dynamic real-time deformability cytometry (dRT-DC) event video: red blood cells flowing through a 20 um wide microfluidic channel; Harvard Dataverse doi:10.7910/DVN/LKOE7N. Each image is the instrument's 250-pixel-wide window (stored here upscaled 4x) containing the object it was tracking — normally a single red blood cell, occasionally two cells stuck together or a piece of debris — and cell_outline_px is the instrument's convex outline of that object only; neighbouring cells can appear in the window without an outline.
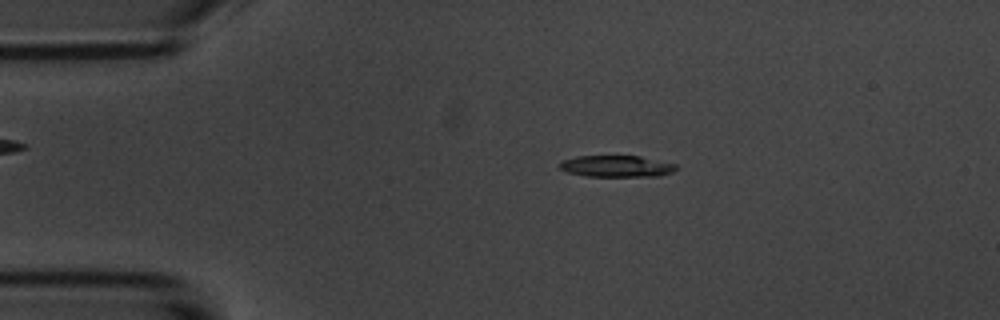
{"species": "common noctule bat (a hibernating species)", "species_latin": "Nyctalus noctula", "temperature_condition": "room temperature", "stored_images_in_passage": 5, "camera_frame_rate_fps": 3000, "um_per_image_px": 0.085, "animal": {"sex": "male", "body_mass_g": 20.1, "forearm_length_mm": 53.5}, "frame": {"image": 1, "passage_image": 3, "time_ms": 2.333, "image_size_px": [1000, 320], "cell_outline_px": [[680, 168], [672, 172], [660, 176], [588, 176], [568, 172], [560, 168], [556, 164], [560, 160], [576, 156], [640, 156], [676, 164]], "centroid_in_image_um": [52.4, 14.12], "position_along_channel_um": 32.6, "area_um2": 14.74}}
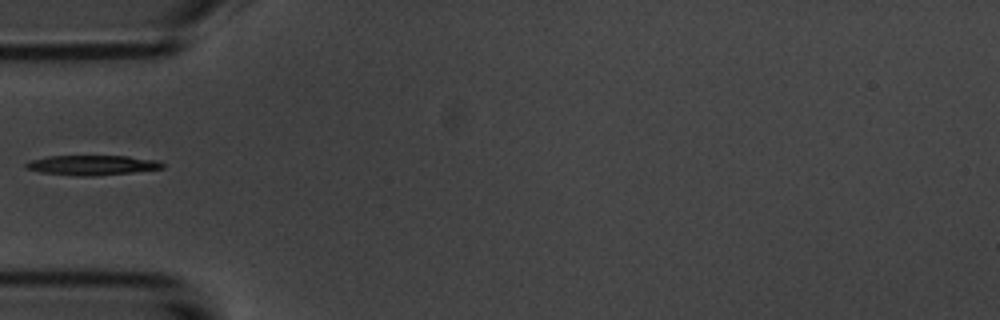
{"frame": {"image": 2, "passage_image": 5, "time_ms": 4.667, "image_size_px": [1000, 320], "cell_outline_px": [[164, 168], [132, 172], [92, 176], [80, 176], [40, 172], [24, 168], [24, 164], [28, 160], [48, 156], [128, 156], [160, 160], [164, 164]], "centroid_in_image_um": [7.81, 14.03], "position_along_channel_um": 77.2, "area_um2": 15.9}}